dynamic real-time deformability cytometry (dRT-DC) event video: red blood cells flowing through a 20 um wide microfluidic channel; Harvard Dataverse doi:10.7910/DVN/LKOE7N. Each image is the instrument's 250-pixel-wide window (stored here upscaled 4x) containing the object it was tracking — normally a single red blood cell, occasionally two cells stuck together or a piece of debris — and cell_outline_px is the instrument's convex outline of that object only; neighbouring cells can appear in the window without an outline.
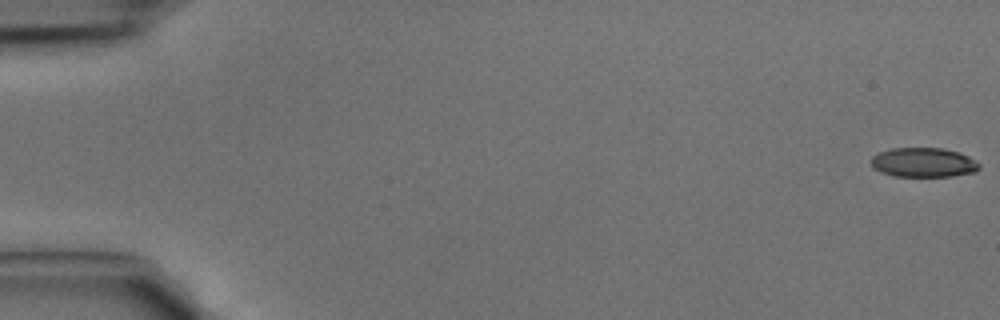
{"species": "common noctule bat (a hibernating species)", "species_latin": "Nyctalus noctula", "temperature_condition": "cold", "stored_images_in_passage": 43, "camera_frame_rate_fps": 3000, "um_per_image_px": 0.085, "animal": {"sex": "male", "body_mass_g": 15.6}, "frame": {"image": 1, "passage_image": 1, "time_ms": 0.0, "image_size_px": [1000, 320], "cell_outline_px": [[980, 168], [976, 172], [952, 176], [896, 176], [880, 172], [872, 168], [868, 160], [872, 156], [880, 152], [892, 148], [944, 148], [960, 152], [976, 160], [980, 164]], "centroid_in_image_um": [78.49, 13.8], "position_along_channel_um": 6.5, "area_um2": 18.84}}
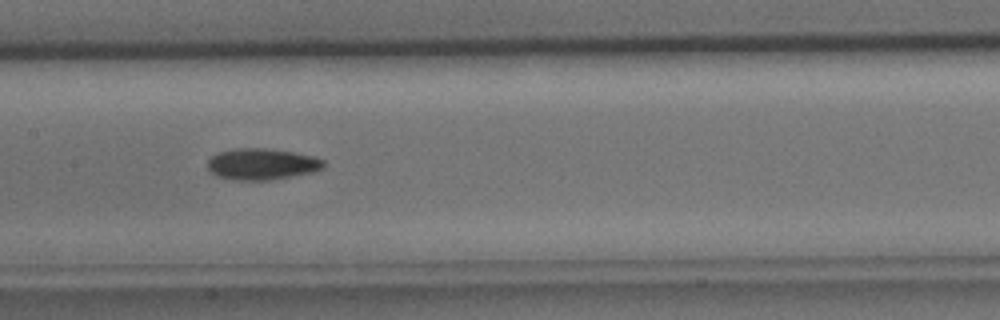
{"frame": {"image": 2, "passage_image": 22, "time_ms": 7.0, "image_size_px": [1000, 320], "cell_outline_px": [[324, 168], [312, 172], [268, 180], [236, 180], [216, 176], [208, 168], [208, 160], [216, 152], [232, 148], [264, 148], [292, 152], [312, 156], [324, 160]], "centroid_in_image_um": [22.22, 13.94], "position_along_channel_um": 185.2, "area_um2": 21.1}}
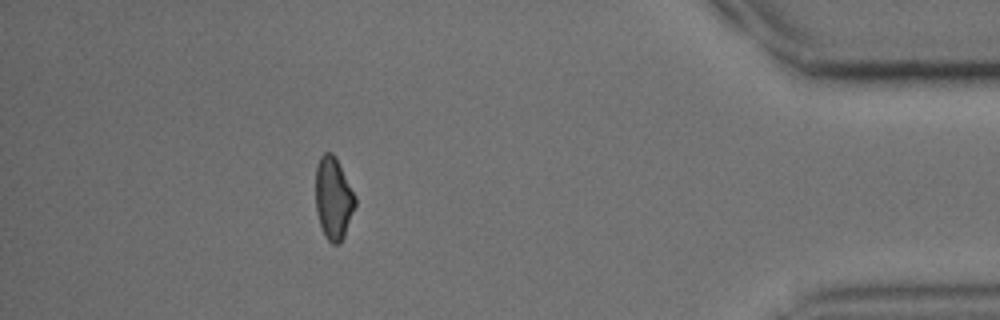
{"frame": {"image": 3, "passage_image": 39, "time_ms": 12.667, "image_size_px": [1000, 320], "cell_outline_px": [[356, 204], [344, 236], [336, 244], [332, 244], [328, 240], [320, 224], [316, 212], [316, 164], [320, 156], [324, 152], [332, 152], [336, 156], [356, 196]], "centroid_in_image_um": [28.34, 16.79], "position_along_channel_um": 406.9, "area_um2": 18.96}}